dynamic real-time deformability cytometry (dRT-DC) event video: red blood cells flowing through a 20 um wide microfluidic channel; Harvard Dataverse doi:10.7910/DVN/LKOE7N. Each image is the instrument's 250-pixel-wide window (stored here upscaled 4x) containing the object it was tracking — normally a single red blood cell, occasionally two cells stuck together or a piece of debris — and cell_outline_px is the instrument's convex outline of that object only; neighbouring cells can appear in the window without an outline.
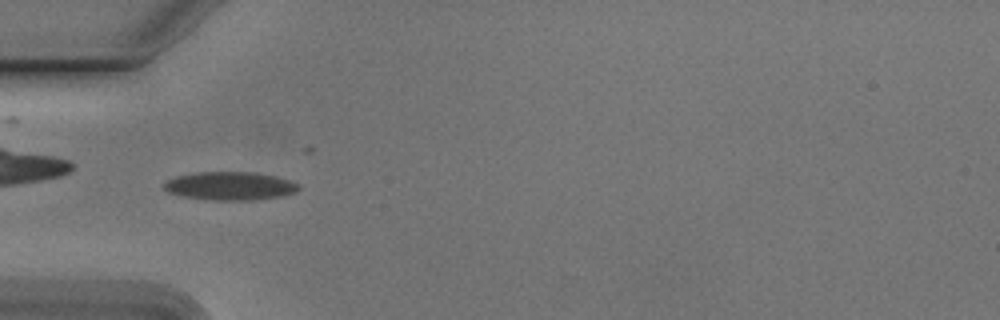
{"species": "Egyptian fruit bat (a non-hibernating species)", "species_latin": "Rousettus aegyptiacus", "temperature_condition": "cold", "stored_images_in_passage": 38, "camera_frame_rate_fps": 3000, "um_per_image_px": 0.085, "animal": {"sex": "male"}, "frame": {"image": 1, "passage_image": 6, "time_ms": 1.667, "image_size_px": [1000, 320], "cell_outline_px": [[300, 188], [296, 192], [280, 196], [256, 200], [212, 200], [180, 196], [168, 192], [164, 188], [164, 184], [168, 180], [176, 176], [196, 172], [256, 172], [276, 176], [292, 180], [300, 184]], "centroid_in_image_um": [19.59, 15.8], "position_along_channel_um": 65.4, "area_um2": 22.43}}
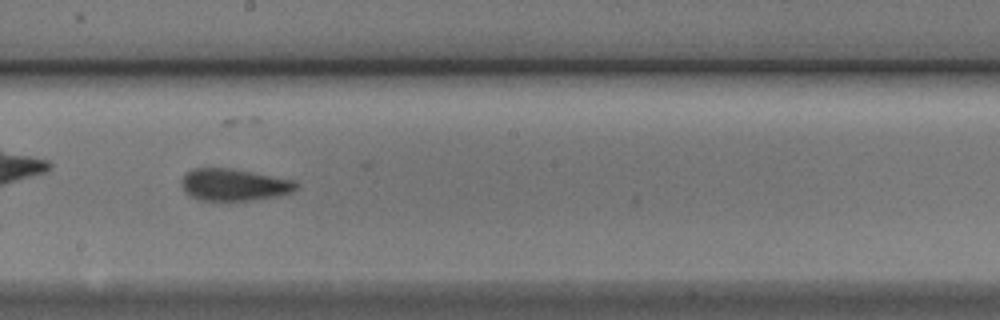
{"frame": {"image": 2, "passage_image": 19, "time_ms": 6.0, "image_size_px": [1000, 320], "cell_outline_px": [[300, 184], [292, 192], [280, 196], [252, 200], [200, 200], [188, 196], [184, 192], [180, 184], [180, 180], [192, 168], [228, 168], [296, 180]], "centroid_in_image_um": [19.89, 15.71], "position_along_channel_um": 228.3, "area_um2": 21.56}}
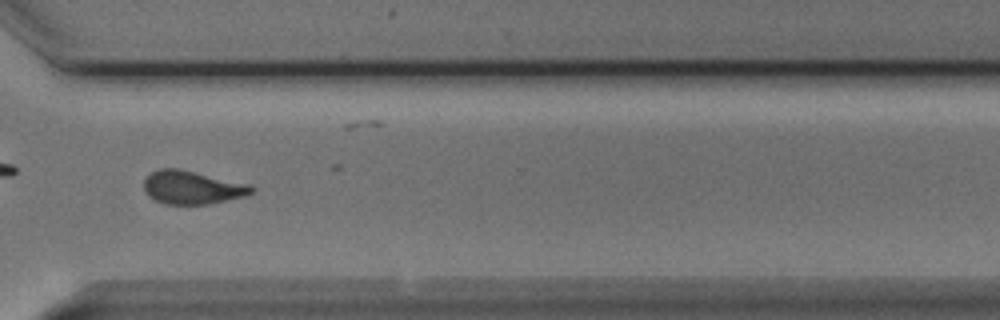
{"frame": {"image": 3, "passage_image": 29, "time_ms": 9.333, "image_size_px": [1000, 320], "cell_outline_px": [[256, 188], [252, 192], [244, 196], [208, 204], [164, 204], [148, 196], [144, 188], [144, 180], [152, 172], [160, 168], [176, 168], [252, 184]], "centroid_in_image_um": [16.35, 15.93], "position_along_channel_um": 354.2, "area_um2": 20.81}}